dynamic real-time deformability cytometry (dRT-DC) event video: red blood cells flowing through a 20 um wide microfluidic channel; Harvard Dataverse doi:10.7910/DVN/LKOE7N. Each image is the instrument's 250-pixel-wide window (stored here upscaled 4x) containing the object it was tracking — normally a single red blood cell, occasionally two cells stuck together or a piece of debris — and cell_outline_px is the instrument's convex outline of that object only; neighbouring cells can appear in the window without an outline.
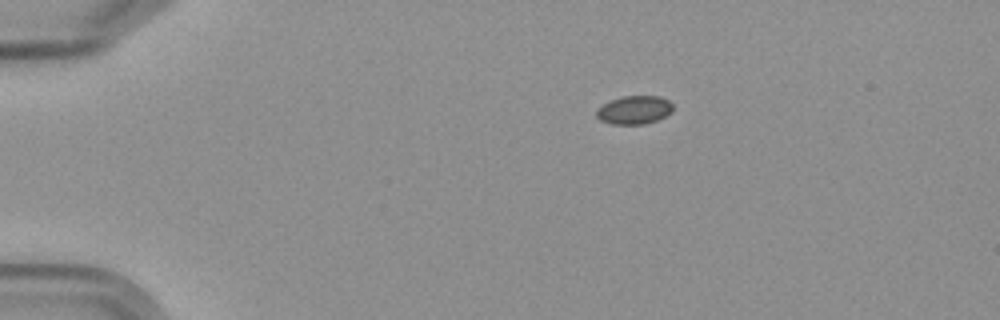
{"species": "Egyptian fruit bat (a non-hibernating species)", "species_latin": "Rousettus aegyptiacus", "temperature_condition": "cold", "stored_images_in_passage": 5, "camera_frame_rate_fps": 3000, "um_per_image_px": 0.085, "frame": {"image": 1, "passage_image": 5, "time_ms": 5.0, "image_size_px": [1000, 320], "cell_outline_px": [[672, 112], [656, 120], [644, 124], [612, 124], [600, 120], [596, 116], [596, 108], [612, 100], [624, 96], [660, 96], [668, 100], [672, 104]], "centroid_in_image_um": [53.9, 9.35], "position_along_channel_um": 31.1, "area_um2": 12.54}}